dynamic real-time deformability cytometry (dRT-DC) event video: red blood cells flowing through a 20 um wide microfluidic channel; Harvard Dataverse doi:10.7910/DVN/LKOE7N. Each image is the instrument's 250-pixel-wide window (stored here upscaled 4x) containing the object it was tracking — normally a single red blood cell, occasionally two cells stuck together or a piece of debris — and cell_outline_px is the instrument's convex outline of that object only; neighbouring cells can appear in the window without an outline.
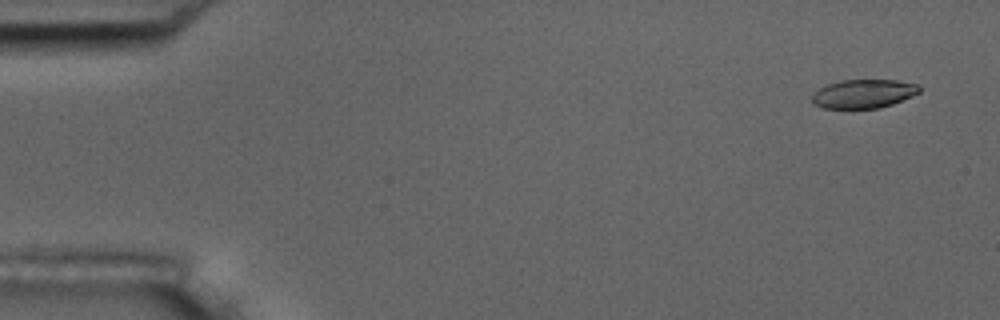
{"species": "common noctule bat (a hibernating species)", "species_latin": "Nyctalus noctula", "temperature_condition": "room temperature", "stored_images_in_passage": 10, "camera_frame_rate_fps": 3000, "um_per_image_px": 0.085, "animal": {"sex": "male", "body_mass_g": 17.5, "forearm_length_mm": 52.3}, "frame": {"image": 1, "passage_image": 1, "time_ms": 0.0, "image_size_px": [1000, 320], "cell_outline_px": [[920, 92], [912, 96], [892, 104], [880, 108], [824, 108], [816, 104], [812, 100], [812, 96], [820, 88], [828, 84], [840, 80], [896, 80], [920, 84]], "centroid_in_image_um": [73.45, 7.96], "position_along_channel_um": 11.6, "area_um2": 17.86}}
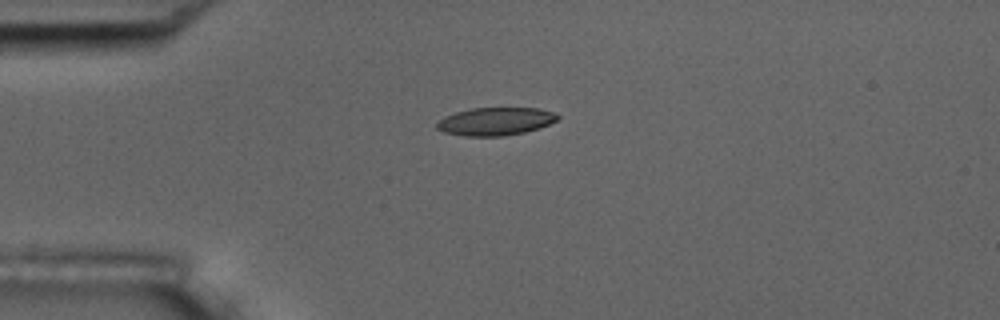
{"frame": {"image": 2, "passage_image": 4, "time_ms": 3.667, "image_size_px": [1000, 320], "cell_outline_px": [[560, 116], [556, 120], [540, 128], [524, 132], [504, 136], [464, 136], [444, 132], [436, 128], [436, 124], [444, 116], [456, 112], [472, 108], [536, 108], [556, 112]], "centroid_in_image_um": [42.12, 10.32], "position_along_channel_um": 42.9, "area_um2": 19.65}}
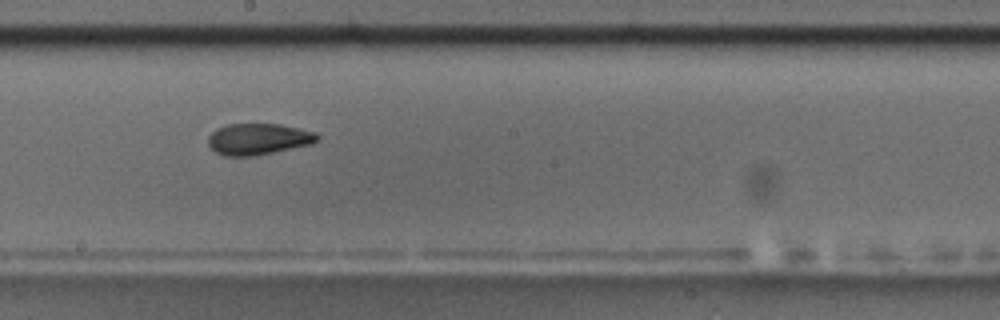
{"frame": {"image": 3, "passage_image": 9, "time_ms": 9.333, "image_size_px": [1000, 320], "cell_outline_px": [[320, 140], [312, 144], [256, 156], [224, 156], [216, 152], [208, 144], [208, 136], [216, 128], [228, 124], [280, 124], [316, 132], [320, 136]], "centroid_in_image_um": [21.98, 11.82], "position_along_channel_um": 226.2, "area_um2": 20.11}}